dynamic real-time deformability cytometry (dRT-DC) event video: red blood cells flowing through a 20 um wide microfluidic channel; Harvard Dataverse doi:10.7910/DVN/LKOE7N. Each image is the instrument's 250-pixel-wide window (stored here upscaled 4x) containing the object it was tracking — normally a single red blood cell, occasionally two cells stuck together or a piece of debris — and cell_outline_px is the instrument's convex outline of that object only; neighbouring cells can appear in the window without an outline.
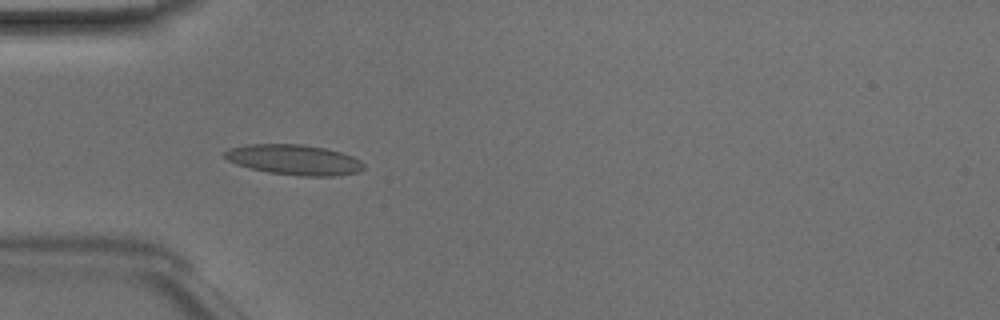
{"species": "Egyptian fruit bat (a non-hibernating species)", "species_latin": "Rousettus aegyptiacus", "temperature_condition": "room temperature", "stored_images_in_passage": 46, "camera_frame_rate_fps": 3000, "um_per_image_px": 0.085, "animal": {"sex": "male"}, "frame": {"image": 1, "passage_image": 12, "time_ms": 3.667, "image_size_px": [1000, 320], "cell_outline_px": [[364, 168], [356, 172], [332, 176], [300, 176], [268, 172], [236, 164], [228, 160], [224, 156], [224, 152], [228, 148], [248, 144], [300, 144], [324, 148], [340, 152], [352, 156], [360, 160], [364, 164]], "centroid_in_image_um": [24.98, 13.57], "position_along_channel_um": 60.0, "area_um2": 24.33}}
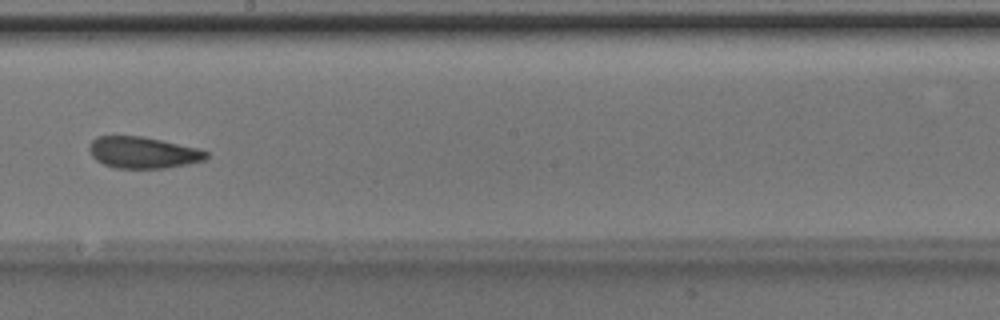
{"frame": {"image": 2, "passage_image": 25, "time_ms": 8.0, "image_size_px": [1000, 320], "cell_outline_px": [[208, 156], [204, 160], [188, 164], [164, 168], [116, 168], [104, 164], [96, 160], [92, 156], [88, 148], [88, 144], [96, 136], [144, 136], [200, 148], [208, 152]], "centroid_in_image_um": [12.15, 12.95], "position_along_channel_um": 236.0, "area_um2": 21.68}}
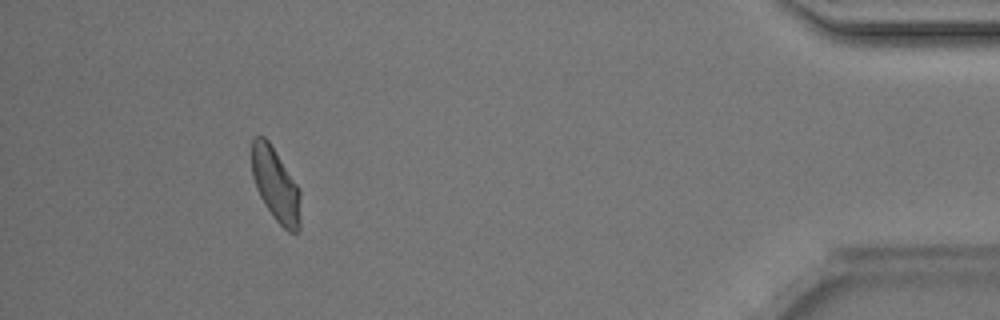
{"frame": {"image": 3, "passage_image": 42, "time_ms": 13.667, "image_size_px": [1000, 320], "cell_outline_px": [[300, 228], [296, 232], [288, 232], [272, 216], [264, 204], [256, 188], [252, 176], [252, 140], [256, 136], [264, 136], [268, 140], [300, 188]], "centroid_in_image_um": [23.44, 15.72], "position_along_channel_um": 411.8, "area_um2": 20.92}, "authors_computed_cell_mechanics": {"area_um2": 21.7039, "velocity_mm_per_s": 4.1382, "shape_relaxation_time_tau1_ms": 6.6626, "shape_relaxation_time_tau2_ms": 1.7369, "deformation_change_tau1": 0.1457, "deformation_change_tau2": 0.0695}}